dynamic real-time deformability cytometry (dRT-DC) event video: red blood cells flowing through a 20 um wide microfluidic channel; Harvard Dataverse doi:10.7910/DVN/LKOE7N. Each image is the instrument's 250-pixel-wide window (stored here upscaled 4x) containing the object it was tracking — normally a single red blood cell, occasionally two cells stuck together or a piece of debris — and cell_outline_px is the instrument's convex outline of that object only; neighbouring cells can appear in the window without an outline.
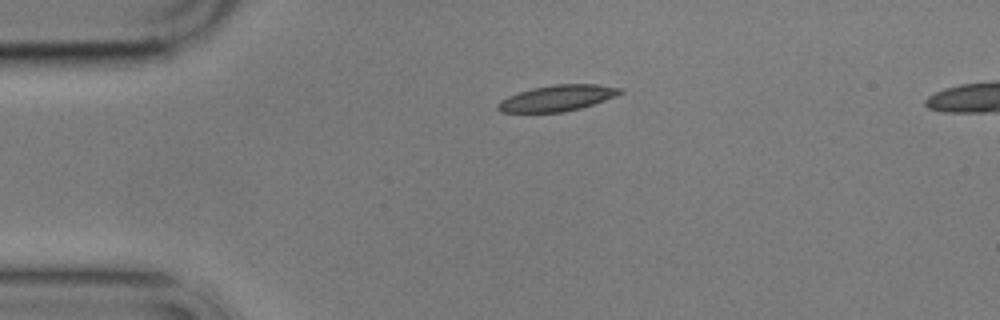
{"species": "common noctule bat (a hibernating species)", "species_latin": "Nyctalus noctula", "temperature_condition": "cold", "stored_images_in_passage": 3, "camera_frame_rate_fps": 3000, "um_per_image_px": 0.085, "animal": {"sex": "male", "body_mass_g": 17.9}, "frame": {"image": 1, "passage_image": 1, "time_ms": 0.0, "image_size_px": [1000, 320], "cell_outline_px": [[624, 92], [604, 100], [580, 108], [564, 112], [500, 112], [496, 108], [496, 104], [500, 100], [508, 96], [532, 88], [552, 84], [596, 84], [624, 88]], "centroid_in_image_um": [47.35, 8.33], "position_along_channel_um": 37.6, "area_um2": 18.5}}